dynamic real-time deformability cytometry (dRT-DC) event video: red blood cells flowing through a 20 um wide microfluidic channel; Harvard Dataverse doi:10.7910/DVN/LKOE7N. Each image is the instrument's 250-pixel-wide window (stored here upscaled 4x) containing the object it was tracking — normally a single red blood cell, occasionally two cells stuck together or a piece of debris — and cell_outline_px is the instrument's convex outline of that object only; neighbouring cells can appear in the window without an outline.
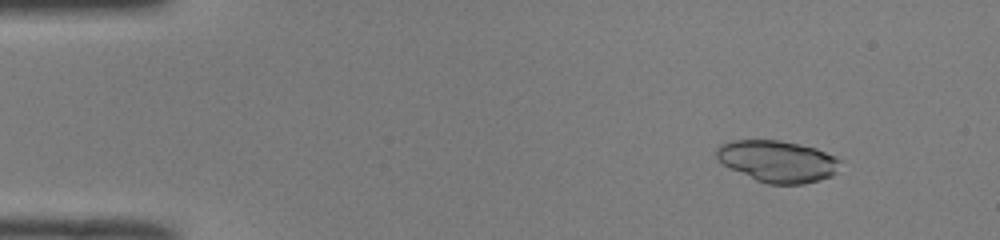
{"species": "common noctule bat (a hibernating species)", "species_latin": "Nyctalus noctula", "temperature_condition": "room temperature", "stored_images_in_passage": 50, "camera_frame_rate_fps": 3000, "um_per_image_px": 0.085, "animal": {"sex": "male", "body_mass_g": 19.0, "forearm_length_mm": 50.8}, "frame": {"image": 1, "passage_image": 6, "time_ms": 1.667, "image_size_px": [1000, 240], "cell_outline_px": [[840, 160], [836, 172], [832, 176], [820, 180], [804, 184], [768, 184], [756, 180], [716, 160], [716, 148], [720, 144], [732, 140], [780, 140], [816, 148], [836, 156]], "centroid_in_image_um": [66.09, 13.7], "position_along_channel_um": 18.9, "area_um2": 30.0}}